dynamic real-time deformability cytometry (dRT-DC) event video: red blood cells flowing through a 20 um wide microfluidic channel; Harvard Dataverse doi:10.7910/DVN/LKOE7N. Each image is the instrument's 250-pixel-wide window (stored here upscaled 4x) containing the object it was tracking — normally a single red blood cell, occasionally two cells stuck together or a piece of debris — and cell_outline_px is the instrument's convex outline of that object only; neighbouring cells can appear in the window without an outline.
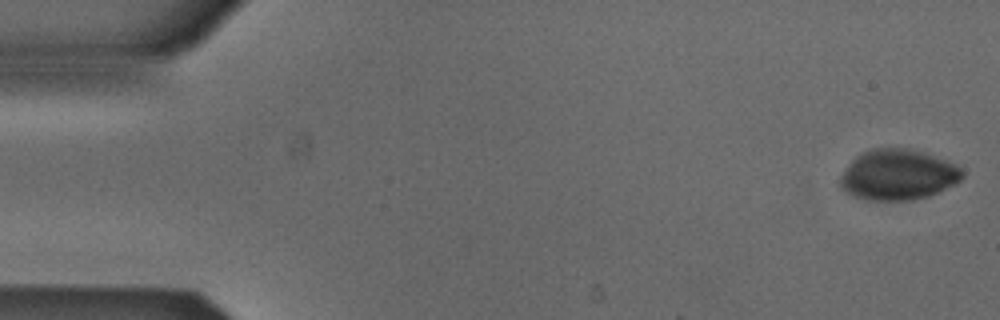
{"species": "Egyptian fruit bat (a non-hibernating species)", "species_latin": "Rousettus aegyptiacus", "temperature_condition": "cold", "stored_images_in_passage": 50, "camera_frame_rate_fps": 3000, "um_per_image_px": 0.085, "animal": {"sex": "male"}, "frame": {"image": 1, "passage_image": 1, "time_ms": 0.0, "image_size_px": [1000, 320], "cell_outline_px": [[964, 176], [956, 184], [928, 196], [912, 200], [868, 200], [856, 196], [840, 188], [840, 176], [852, 160], [856, 156], [864, 152], [876, 148], [908, 148], [924, 152], [956, 164], [964, 172]], "centroid_in_image_um": [76.35, 14.85], "position_along_channel_um": 8.6, "area_um2": 35.84}}
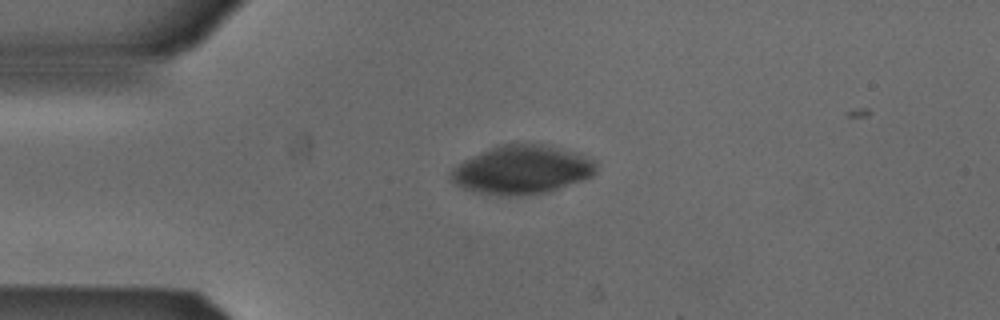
{"frame": {"image": 2, "passage_image": 12, "time_ms": 3.667, "image_size_px": [1000, 320], "cell_outline_px": [[596, 172], [592, 176], [584, 180], [548, 192], [520, 196], [496, 196], [464, 188], [456, 184], [448, 176], [448, 172], [452, 168], [464, 160], [492, 148], [504, 144], [540, 144], [556, 148], [596, 160]], "centroid_in_image_um": [44.35, 14.46], "position_along_channel_um": 40.7, "area_um2": 40.69}}
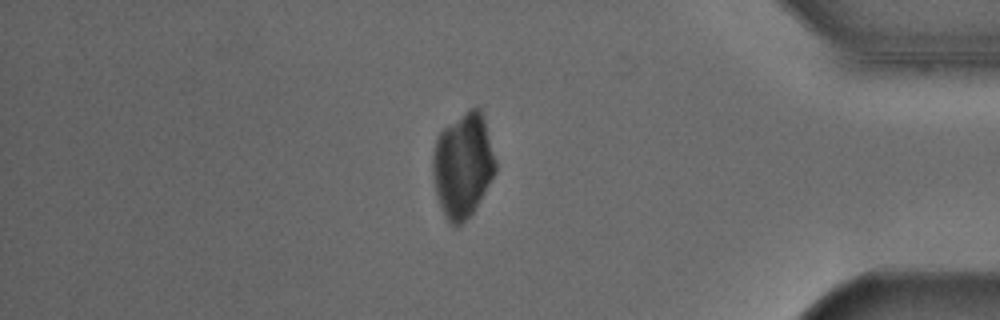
{"frame": {"image": 3, "passage_image": 44, "time_ms": 14.333, "image_size_px": [1000, 320], "cell_outline_px": [[496, 172], [472, 212], [456, 228], [444, 216], [436, 192], [432, 176], [432, 156], [436, 140], [440, 132], [444, 128], [468, 108], [476, 104], [480, 108], [484, 120], [496, 160]], "centroid_in_image_um": [39.34, 14.01], "position_along_channel_um": 395.9, "area_um2": 38.03}}